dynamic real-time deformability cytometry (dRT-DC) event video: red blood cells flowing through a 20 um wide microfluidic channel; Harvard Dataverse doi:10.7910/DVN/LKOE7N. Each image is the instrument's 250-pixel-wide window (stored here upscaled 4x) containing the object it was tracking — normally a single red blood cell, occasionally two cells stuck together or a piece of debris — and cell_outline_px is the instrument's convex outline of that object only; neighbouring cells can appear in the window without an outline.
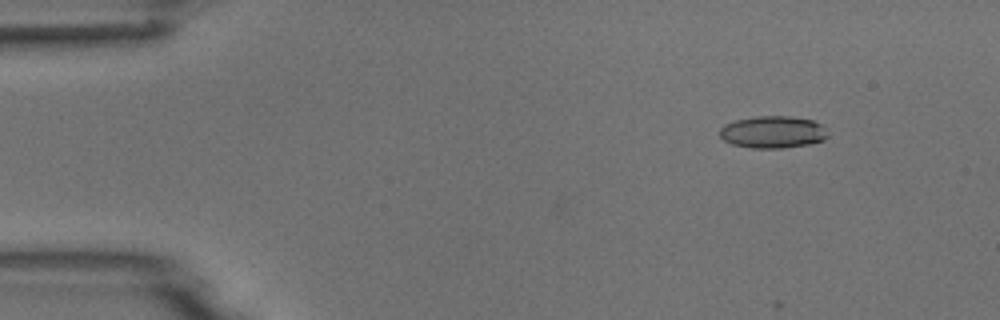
{"species": "common noctule bat (a hibernating species)", "species_latin": "Nyctalus noctula", "temperature_condition": "room temperature", "stored_images_in_passage": 4, "camera_frame_rate_fps": 3000, "um_per_image_px": 0.085, "animal": {"sex": "male", "body_mass_g": 18.8}, "frame": {"image": 1, "passage_image": 1, "time_ms": 0.0, "image_size_px": [1000, 320], "cell_outline_px": [[828, 136], [824, 140], [808, 144], [784, 148], [752, 148], [732, 144], [724, 140], [720, 136], [720, 128], [724, 124], [736, 120], [756, 116], [788, 116], [812, 120], [820, 124]], "centroid_in_image_um": [65.66, 11.23], "position_along_channel_um": 19.3, "area_um2": 20.11}}
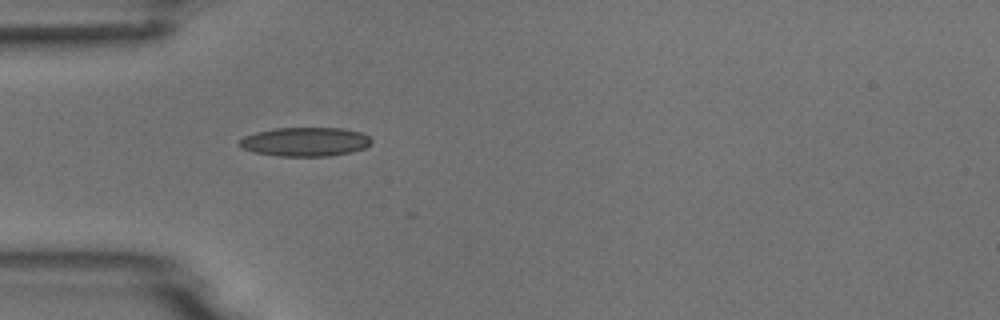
{"frame": {"image": 2, "passage_image": 4, "time_ms": 3.333, "image_size_px": [1000, 320], "cell_outline_px": [[372, 140], [364, 148], [352, 152], [328, 156], [280, 156], [256, 152], [244, 148], [240, 144], [240, 140], [244, 136], [256, 132], [276, 128], [340, 128], [360, 132], [368, 136]], "centroid_in_image_um": [25.96, 12.05], "position_along_channel_um": 59.0, "area_um2": 21.96}}